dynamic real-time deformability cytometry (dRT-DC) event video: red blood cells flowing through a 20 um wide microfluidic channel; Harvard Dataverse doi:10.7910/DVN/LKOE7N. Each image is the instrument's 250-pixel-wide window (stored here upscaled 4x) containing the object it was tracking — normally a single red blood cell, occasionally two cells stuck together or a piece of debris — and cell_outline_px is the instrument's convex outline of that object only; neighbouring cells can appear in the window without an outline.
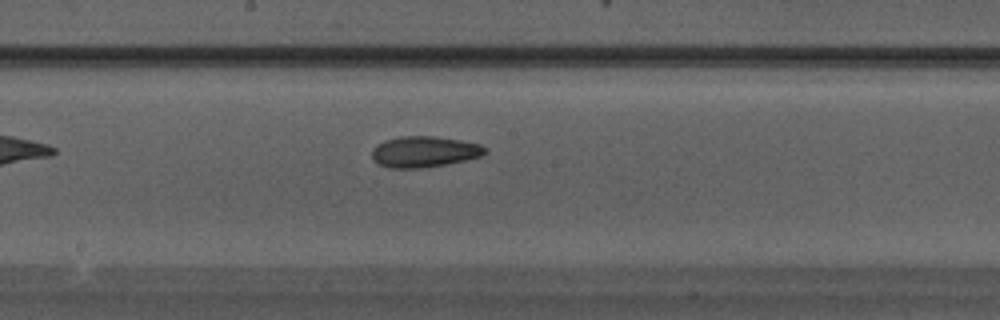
{"species": "Egyptian fruit bat (a non-hibernating species)", "species_latin": "Rousettus aegyptiacus", "temperature_condition": "warm", "stored_images_in_passage": 20, "camera_frame_rate_fps": 3000, "um_per_image_px": 0.085, "animal": {"sex": "male"}, "frame": {"image": 1, "passage_image": 9, "time_ms": 2.667, "image_size_px": [1000, 320], "cell_outline_px": [[488, 152], [480, 156], [464, 160], [444, 164], [420, 168], [388, 168], [376, 164], [372, 160], [372, 148], [376, 144], [384, 140], [400, 136], [432, 136], [460, 140], [480, 144], [488, 148]], "centroid_in_image_um": [36.01, 12.89], "position_along_channel_um": 212.2, "area_um2": 20.58}}
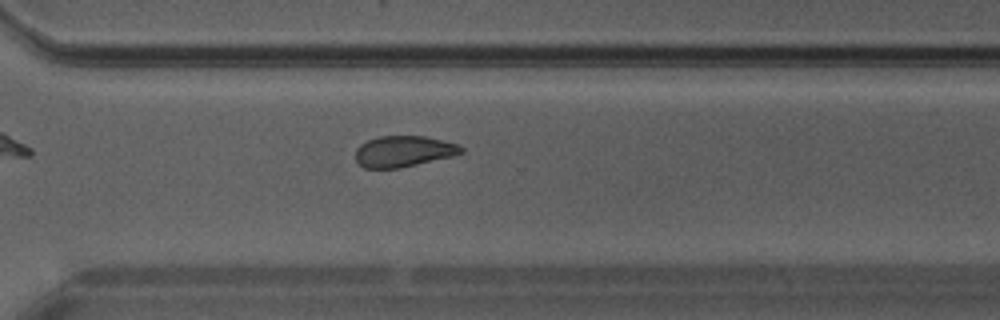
{"frame": {"image": 2, "passage_image": 15, "time_ms": 4.667, "image_size_px": [1000, 320], "cell_outline_px": [[464, 152], [452, 156], [400, 168], [364, 168], [356, 160], [356, 148], [360, 144], [368, 140], [380, 136], [424, 136], [444, 140], [456, 144], [464, 148]], "centroid_in_image_um": [34.3, 12.86], "position_along_channel_um": 336.3, "area_um2": 19.07}}